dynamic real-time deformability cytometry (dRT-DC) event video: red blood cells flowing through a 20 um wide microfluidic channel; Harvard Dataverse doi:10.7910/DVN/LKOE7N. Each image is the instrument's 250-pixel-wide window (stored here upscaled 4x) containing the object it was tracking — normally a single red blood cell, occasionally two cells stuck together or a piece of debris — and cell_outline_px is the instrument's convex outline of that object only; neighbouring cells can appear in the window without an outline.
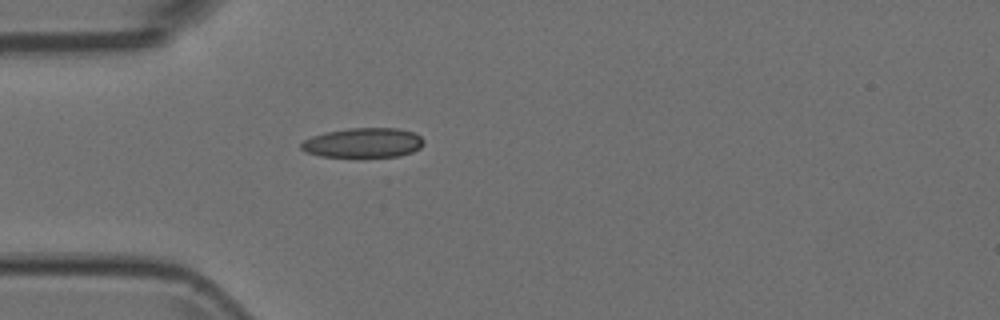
{"species": "Egyptian fruit bat (a non-hibernating species)", "species_latin": "Rousettus aegyptiacus", "temperature_condition": "room temperature", "stored_images_in_passage": 1, "camera_frame_rate_fps": 3000, "um_per_image_px": 0.085, "animal": {"sex": "female"}, "frame": {"image": 1, "passage_image": 1, "time_ms": 0.0, "image_size_px": [1000, 320], "cell_outline_px": [[424, 144], [420, 148], [412, 152], [400, 156], [320, 156], [304, 152], [300, 148], [300, 144], [304, 140], [312, 136], [324, 132], [348, 128], [396, 128], [412, 132], [420, 136], [424, 140]], "centroid_in_image_um": [30.85, 12.13], "position_along_channel_um": 54.1, "area_um2": 21.15}}